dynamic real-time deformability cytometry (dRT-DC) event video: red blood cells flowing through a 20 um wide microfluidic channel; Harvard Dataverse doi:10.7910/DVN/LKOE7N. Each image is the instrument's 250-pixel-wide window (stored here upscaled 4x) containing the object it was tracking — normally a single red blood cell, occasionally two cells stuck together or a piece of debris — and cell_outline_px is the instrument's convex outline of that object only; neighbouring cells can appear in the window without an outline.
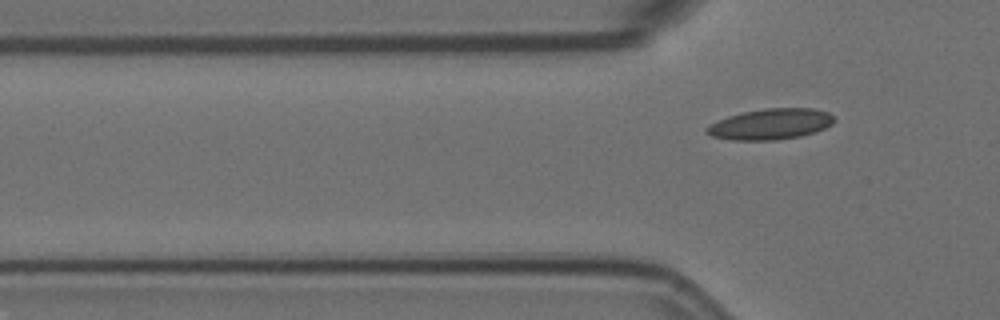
{"species": "Egyptian fruit bat (a non-hibernating species)", "species_latin": "Rousettus aegyptiacus", "temperature_condition": "room temperature", "stored_images_in_passage": 6, "segment_of_instrument_passage": [2, 2], "camera_frame_rate_fps": 3000, "um_per_image_px": 0.085, "animal": {"sex": "female"}, "frame": {"image": 1, "passage_image": 6, "time_ms": 1.667, "image_size_px": [1000, 320], "cell_outline_px": [[836, 120], [832, 124], [816, 132], [800, 136], [776, 140], [732, 140], [712, 136], [704, 132], [704, 128], [708, 124], [728, 116], [744, 112], [764, 108], [812, 108], [828, 112], [836, 116]], "centroid_in_image_um": [65.5, 10.55], "position_along_channel_um": 60.3, "area_um2": 23.12}}